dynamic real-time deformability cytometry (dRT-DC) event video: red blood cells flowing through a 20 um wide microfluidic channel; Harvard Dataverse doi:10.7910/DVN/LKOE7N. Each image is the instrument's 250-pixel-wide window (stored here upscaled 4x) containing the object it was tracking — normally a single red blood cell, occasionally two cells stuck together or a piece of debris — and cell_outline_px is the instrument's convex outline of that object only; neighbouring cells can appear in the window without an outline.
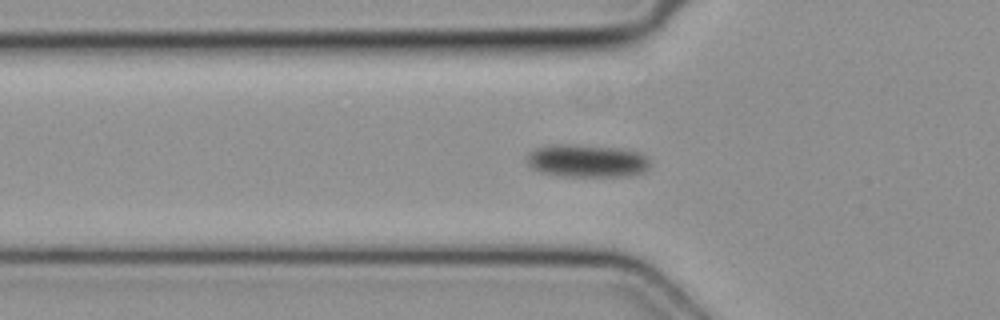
{"species": "common noctule bat (a hibernating species)", "species_latin": "Nyctalus noctula", "temperature_condition": "cold", "stored_images_in_passage": 5, "camera_frame_rate_fps": 3000, "um_per_image_px": 0.085, "animal": {"sex": "female", "body_mass_g": 19.3, "forearm_length_mm": 54.1}, "frame": {"image": 1, "passage_image": 5, "time_ms": 1.333, "image_size_px": [1000, 320], "cell_outline_px": [[652, 160], [648, 168], [644, 172], [628, 176], [560, 176], [540, 172], [532, 168], [528, 164], [524, 156], [528, 152], [536, 148], [548, 144], [580, 144], [628, 148], [640, 152], [648, 156]], "centroid_in_image_um": [49.91, 13.64], "position_along_channel_um": 75.9, "area_um2": 24.45}}